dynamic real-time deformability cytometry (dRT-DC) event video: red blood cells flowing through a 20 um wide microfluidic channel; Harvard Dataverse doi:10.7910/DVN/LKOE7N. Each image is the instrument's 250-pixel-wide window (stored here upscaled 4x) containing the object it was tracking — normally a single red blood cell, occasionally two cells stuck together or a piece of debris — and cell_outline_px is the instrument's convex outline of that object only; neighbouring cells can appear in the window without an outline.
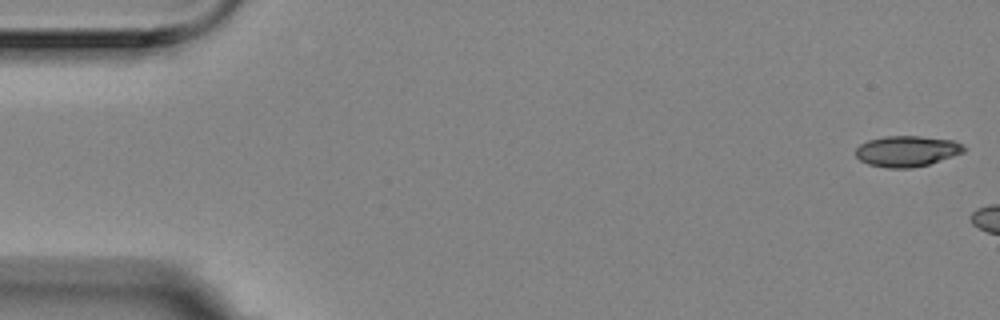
{"species": "Egyptian fruit bat (a non-hibernating species)", "species_latin": "Rousettus aegyptiacus", "temperature_condition": "room temperature", "stored_images_in_passage": 8, "camera_frame_rate_fps": 3000, "um_per_image_px": 0.085, "animal": {"sex": "female"}, "frame": {"image": 1, "passage_image": 1, "time_ms": 0.0, "image_size_px": [1000, 320], "cell_outline_px": [[964, 152], [928, 164], [912, 168], [888, 168], [868, 164], [860, 160], [856, 156], [856, 148], [860, 144], [868, 140], [884, 136], [920, 136], [952, 140], [960, 144], [964, 148]], "centroid_in_image_um": [77.04, 12.85], "position_along_channel_um": 8.0, "area_um2": 19.25}}